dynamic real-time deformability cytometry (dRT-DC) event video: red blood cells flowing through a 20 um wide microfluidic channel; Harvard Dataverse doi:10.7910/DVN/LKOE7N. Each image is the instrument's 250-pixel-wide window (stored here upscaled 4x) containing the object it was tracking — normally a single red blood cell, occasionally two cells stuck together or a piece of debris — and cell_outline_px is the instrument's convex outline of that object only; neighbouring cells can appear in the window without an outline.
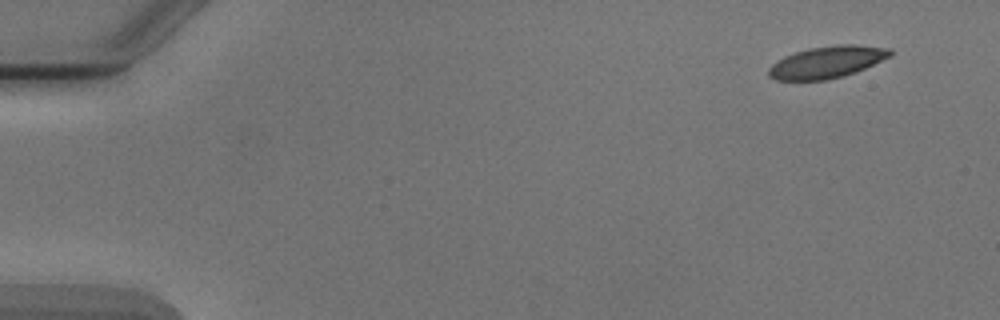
{"species": "Egyptian fruit bat (a non-hibernating species)", "species_latin": "Rousettus aegyptiacus", "temperature_condition": "cold", "stored_images_in_passage": 7, "camera_frame_rate_fps": 3000, "um_per_image_px": 0.085, "animal": {"sex": "male"}, "frame": {"image": 1, "passage_image": 1, "time_ms": 0.0, "image_size_px": [1000, 320], "cell_outline_px": [[892, 56], [856, 72], [844, 76], [824, 80], [776, 80], [768, 76], [768, 68], [772, 64], [784, 56], [808, 48], [836, 44], [856, 44], [892, 48]], "centroid_in_image_um": [70.32, 5.27], "position_along_channel_um": 14.7, "area_um2": 22.83}}
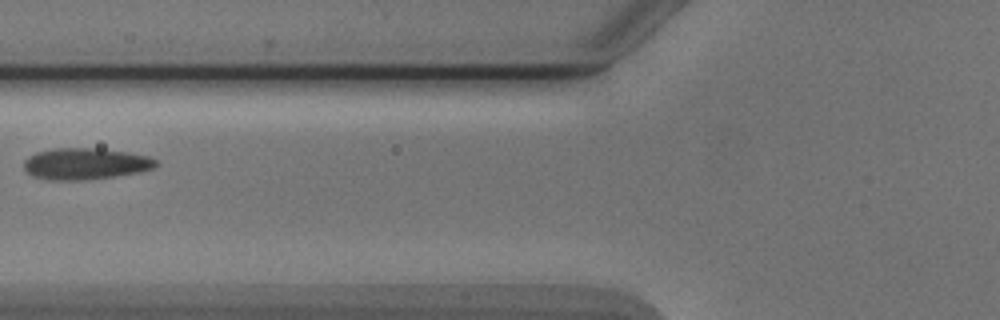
{"frame": {"image": 2, "passage_image": 6, "time_ms": 6.0, "image_size_px": [1000, 320], "cell_outline_px": [[160, 164], [152, 168], [140, 172], [88, 180], [52, 180], [32, 176], [24, 168], [24, 160], [28, 156], [36, 152], [56, 148], [100, 148], [128, 152], [148, 156], [156, 160]], "centroid_in_image_um": [7.27, 13.91], "position_along_channel_um": 118.5, "area_um2": 24.33}}
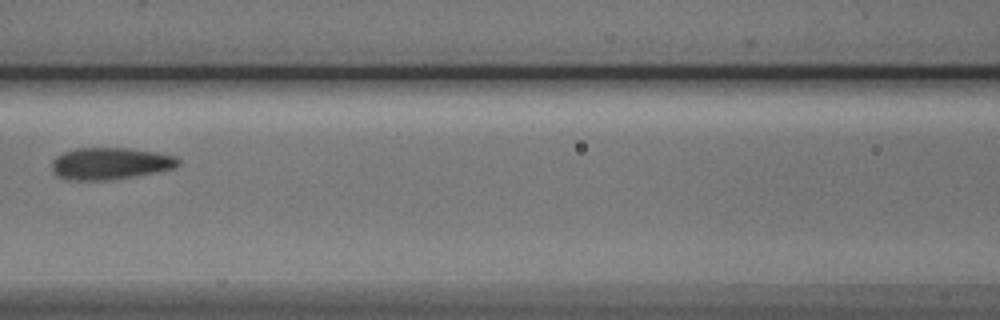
{"frame": {"image": 3, "passage_image": 7, "time_ms": 7.0, "image_size_px": [1000, 320], "cell_outline_px": [[180, 164], [176, 168], [156, 172], [108, 180], [64, 180], [56, 176], [52, 172], [52, 160], [56, 156], [64, 152], [76, 148], [128, 148], [156, 152], [176, 156], [180, 160]], "centroid_in_image_um": [9.35, 13.9], "position_along_channel_um": 157.3, "area_um2": 23.7}}